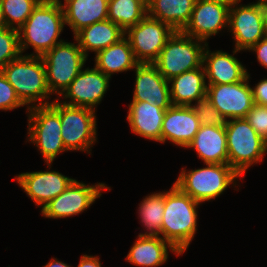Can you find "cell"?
Returning a JSON list of instances; mask_svg holds the SVG:
<instances>
[{"label":"cell","mask_w":267,"mask_h":267,"mask_svg":"<svg viewBox=\"0 0 267 267\" xmlns=\"http://www.w3.org/2000/svg\"><path fill=\"white\" fill-rule=\"evenodd\" d=\"M64 25L61 2L42 0L18 29L21 53L32 46L36 54L30 56H43L55 45L63 42L58 38Z\"/></svg>","instance_id":"obj_1"},{"label":"cell","mask_w":267,"mask_h":267,"mask_svg":"<svg viewBox=\"0 0 267 267\" xmlns=\"http://www.w3.org/2000/svg\"><path fill=\"white\" fill-rule=\"evenodd\" d=\"M200 203L183 193L175 184L164 192L162 238L183 254L197 230V208Z\"/></svg>","instance_id":"obj_2"},{"label":"cell","mask_w":267,"mask_h":267,"mask_svg":"<svg viewBox=\"0 0 267 267\" xmlns=\"http://www.w3.org/2000/svg\"><path fill=\"white\" fill-rule=\"evenodd\" d=\"M8 82L13 86L17 97L24 105H49L46 101L51 95L46 80V70L42 57L21 55L9 62L3 69ZM42 100H45L43 102Z\"/></svg>","instance_id":"obj_3"},{"label":"cell","mask_w":267,"mask_h":267,"mask_svg":"<svg viewBox=\"0 0 267 267\" xmlns=\"http://www.w3.org/2000/svg\"><path fill=\"white\" fill-rule=\"evenodd\" d=\"M59 99L49 105H36L28 108L29 141L40 150L48 168L61 152L67 151L61 137Z\"/></svg>","instance_id":"obj_4"},{"label":"cell","mask_w":267,"mask_h":267,"mask_svg":"<svg viewBox=\"0 0 267 267\" xmlns=\"http://www.w3.org/2000/svg\"><path fill=\"white\" fill-rule=\"evenodd\" d=\"M228 164L242 177L252 165L262 162L267 142L250 126L245 118L226 120Z\"/></svg>","instance_id":"obj_5"},{"label":"cell","mask_w":267,"mask_h":267,"mask_svg":"<svg viewBox=\"0 0 267 267\" xmlns=\"http://www.w3.org/2000/svg\"><path fill=\"white\" fill-rule=\"evenodd\" d=\"M186 172L182 168L175 185L198 203L219 197L240 176L229 164H206ZM235 183V184H234Z\"/></svg>","instance_id":"obj_6"},{"label":"cell","mask_w":267,"mask_h":267,"mask_svg":"<svg viewBox=\"0 0 267 267\" xmlns=\"http://www.w3.org/2000/svg\"><path fill=\"white\" fill-rule=\"evenodd\" d=\"M201 42L205 43L204 46ZM206 44L208 43L185 35L182 31H175L153 64L166 80H170L184 72L202 67Z\"/></svg>","instance_id":"obj_7"},{"label":"cell","mask_w":267,"mask_h":267,"mask_svg":"<svg viewBox=\"0 0 267 267\" xmlns=\"http://www.w3.org/2000/svg\"><path fill=\"white\" fill-rule=\"evenodd\" d=\"M42 57L46 70L47 86L52 94L61 96L80 73L87 57L76 44L65 42L55 45Z\"/></svg>","instance_id":"obj_8"},{"label":"cell","mask_w":267,"mask_h":267,"mask_svg":"<svg viewBox=\"0 0 267 267\" xmlns=\"http://www.w3.org/2000/svg\"><path fill=\"white\" fill-rule=\"evenodd\" d=\"M59 102L61 137L66 150L91 151L96 142L95 109L70 106Z\"/></svg>","instance_id":"obj_9"},{"label":"cell","mask_w":267,"mask_h":267,"mask_svg":"<svg viewBox=\"0 0 267 267\" xmlns=\"http://www.w3.org/2000/svg\"><path fill=\"white\" fill-rule=\"evenodd\" d=\"M175 30L168 24L146 15L125 31L138 63L153 64Z\"/></svg>","instance_id":"obj_10"},{"label":"cell","mask_w":267,"mask_h":267,"mask_svg":"<svg viewBox=\"0 0 267 267\" xmlns=\"http://www.w3.org/2000/svg\"><path fill=\"white\" fill-rule=\"evenodd\" d=\"M230 6L228 28L235 40L233 55L241 50H249L264 38L265 3Z\"/></svg>","instance_id":"obj_11"},{"label":"cell","mask_w":267,"mask_h":267,"mask_svg":"<svg viewBox=\"0 0 267 267\" xmlns=\"http://www.w3.org/2000/svg\"><path fill=\"white\" fill-rule=\"evenodd\" d=\"M102 190H111L104 183L86 185L74 180L60 195L42 207L46 218H66L78 215L89 208L102 194Z\"/></svg>","instance_id":"obj_12"},{"label":"cell","mask_w":267,"mask_h":267,"mask_svg":"<svg viewBox=\"0 0 267 267\" xmlns=\"http://www.w3.org/2000/svg\"><path fill=\"white\" fill-rule=\"evenodd\" d=\"M250 74L240 82L231 84H207L206 97L225 119L245 118L254 105Z\"/></svg>","instance_id":"obj_13"},{"label":"cell","mask_w":267,"mask_h":267,"mask_svg":"<svg viewBox=\"0 0 267 267\" xmlns=\"http://www.w3.org/2000/svg\"><path fill=\"white\" fill-rule=\"evenodd\" d=\"M230 5L217 1L196 0L185 35L207 41L228 26Z\"/></svg>","instance_id":"obj_14"},{"label":"cell","mask_w":267,"mask_h":267,"mask_svg":"<svg viewBox=\"0 0 267 267\" xmlns=\"http://www.w3.org/2000/svg\"><path fill=\"white\" fill-rule=\"evenodd\" d=\"M109 80V76L96 68L82 69L62 94L63 98H70V101L62 103L95 109L107 92Z\"/></svg>","instance_id":"obj_15"},{"label":"cell","mask_w":267,"mask_h":267,"mask_svg":"<svg viewBox=\"0 0 267 267\" xmlns=\"http://www.w3.org/2000/svg\"><path fill=\"white\" fill-rule=\"evenodd\" d=\"M14 179L36 205L42 207L75 180L56 171L26 172L18 174Z\"/></svg>","instance_id":"obj_16"},{"label":"cell","mask_w":267,"mask_h":267,"mask_svg":"<svg viewBox=\"0 0 267 267\" xmlns=\"http://www.w3.org/2000/svg\"><path fill=\"white\" fill-rule=\"evenodd\" d=\"M134 69L135 89L132 101H147L164 110L172 106L169 82L151 63H139Z\"/></svg>","instance_id":"obj_17"},{"label":"cell","mask_w":267,"mask_h":267,"mask_svg":"<svg viewBox=\"0 0 267 267\" xmlns=\"http://www.w3.org/2000/svg\"><path fill=\"white\" fill-rule=\"evenodd\" d=\"M200 127V121L191 106L172 105L165 111L161 143L169 140L177 146L186 148Z\"/></svg>","instance_id":"obj_18"},{"label":"cell","mask_w":267,"mask_h":267,"mask_svg":"<svg viewBox=\"0 0 267 267\" xmlns=\"http://www.w3.org/2000/svg\"><path fill=\"white\" fill-rule=\"evenodd\" d=\"M207 46L208 44L203 53V66L208 84L237 83L247 76V69L237 58L221 50L211 52Z\"/></svg>","instance_id":"obj_19"},{"label":"cell","mask_w":267,"mask_h":267,"mask_svg":"<svg viewBox=\"0 0 267 267\" xmlns=\"http://www.w3.org/2000/svg\"><path fill=\"white\" fill-rule=\"evenodd\" d=\"M187 148H193L205 164H228L225 126L201 125Z\"/></svg>","instance_id":"obj_20"},{"label":"cell","mask_w":267,"mask_h":267,"mask_svg":"<svg viewBox=\"0 0 267 267\" xmlns=\"http://www.w3.org/2000/svg\"><path fill=\"white\" fill-rule=\"evenodd\" d=\"M129 106L127 120L133 133L161 143L162 122L165 111L156 104L147 101H132Z\"/></svg>","instance_id":"obj_21"},{"label":"cell","mask_w":267,"mask_h":267,"mask_svg":"<svg viewBox=\"0 0 267 267\" xmlns=\"http://www.w3.org/2000/svg\"><path fill=\"white\" fill-rule=\"evenodd\" d=\"M171 102L175 106H192L193 101L206 98L207 83L204 66L184 72L168 80Z\"/></svg>","instance_id":"obj_22"},{"label":"cell","mask_w":267,"mask_h":267,"mask_svg":"<svg viewBox=\"0 0 267 267\" xmlns=\"http://www.w3.org/2000/svg\"><path fill=\"white\" fill-rule=\"evenodd\" d=\"M62 4L65 24L75 35L79 30L91 24L108 19L109 0H64Z\"/></svg>","instance_id":"obj_23"},{"label":"cell","mask_w":267,"mask_h":267,"mask_svg":"<svg viewBox=\"0 0 267 267\" xmlns=\"http://www.w3.org/2000/svg\"><path fill=\"white\" fill-rule=\"evenodd\" d=\"M177 256L181 253L161 236H140L131 247L126 260L137 266L156 267L165 263L168 259V249Z\"/></svg>","instance_id":"obj_24"},{"label":"cell","mask_w":267,"mask_h":267,"mask_svg":"<svg viewBox=\"0 0 267 267\" xmlns=\"http://www.w3.org/2000/svg\"><path fill=\"white\" fill-rule=\"evenodd\" d=\"M124 36L125 32L116 23L107 19L82 28L74 35V38L84 55L88 57L90 50L96 54L117 43Z\"/></svg>","instance_id":"obj_25"},{"label":"cell","mask_w":267,"mask_h":267,"mask_svg":"<svg viewBox=\"0 0 267 267\" xmlns=\"http://www.w3.org/2000/svg\"><path fill=\"white\" fill-rule=\"evenodd\" d=\"M196 0H147V15L182 31L191 18Z\"/></svg>","instance_id":"obj_26"},{"label":"cell","mask_w":267,"mask_h":267,"mask_svg":"<svg viewBox=\"0 0 267 267\" xmlns=\"http://www.w3.org/2000/svg\"><path fill=\"white\" fill-rule=\"evenodd\" d=\"M138 64L131 45L124 36L117 43L96 53L94 67L111 78L112 74L133 70Z\"/></svg>","instance_id":"obj_27"},{"label":"cell","mask_w":267,"mask_h":267,"mask_svg":"<svg viewBox=\"0 0 267 267\" xmlns=\"http://www.w3.org/2000/svg\"><path fill=\"white\" fill-rule=\"evenodd\" d=\"M147 15V0H109L108 20L124 32Z\"/></svg>","instance_id":"obj_28"},{"label":"cell","mask_w":267,"mask_h":267,"mask_svg":"<svg viewBox=\"0 0 267 267\" xmlns=\"http://www.w3.org/2000/svg\"><path fill=\"white\" fill-rule=\"evenodd\" d=\"M139 216L145 228L140 236H161V225L164 216V192L146 196L139 205Z\"/></svg>","instance_id":"obj_29"},{"label":"cell","mask_w":267,"mask_h":267,"mask_svg":"<svg viewBox=\"0 0 267 267\" xmlns=\"http://www.w3.org/2000/svg\"><path fill=\"white\" fill-rule=\"evenodd\" d=\"M6 27L19 29L42 0H1ZM15 24V26H14ZM17 25V26H16Z\"/></svg>","instance_id":"obj_30"},{"label":"cell","mask_w":267,"mask_h":267,"mask_svg":"<svg viewBox=\"0 0 267 267\" xmlns=\"http://www.w3.org/2000/svg\"><path fill=\"white\" fill-rule=\"evenodd\" d=\"M21 55L18 29L11 27L0 29V71Z\"/></svg>","instance_id":"obj_31"},{"label":"cell","mask_w":267,"mask_h":267,"mask_svg":"<svg viewBox=\"0 0 267 267\" xmlns=\"http://www.w3.org/2000/svg\"><path fill=\"white\" fill-rule=\"evenodd\" d=\"M197 115L201 125L207 126H225V119L221 116L219 110L214 107L206 98L196 101L191 106Z\"/></svg>","instance_id":"obj_32"},{"label":"cell","mask_w":267,"mask_h":267,"mask_svg":"<svg viewBox=\"0 0 267 267\" xmlns=\"http://www.w3.org/2000/svg\"><path fill=\"white\" fill-rule=\"evenodd\" d=\"M245 119L256 133L267 142V106L254 104Z\"/></svg>","instance_id":"obj_33"},{"label":"cell","mask_w":267,"mask_h":267,"mask_svg":"<svg viewBox=\"0 0 267 267\" xmlns=\"http://www.w3.org/2000/svg\"><path fill=\"white\" fill-rule=\"evenodd\" d=\"M21 106L25 105L17 97L13 86L0 71V110L7 111Z\"/></svg>","instance_id":"obj_34"},{"label":"cell","mask_w":267,"mask_h":267,"mask_svg":"<svg viewBox=\"0 0 267 267\" xmlns=\"http://www.w3.org/2000/svg\"><path fill=\"white\" fill-rule=\"evenodd\" d=\"M254 104L267 106V79H263L252 88Z\"/></svg>","instance_id":"obj_35"},{"label":"cell","mask_w":267,"mask_h":267,"mask_svg":"<svg viewBox=\"0 0 267 267\" xmlns=\"http://www.w3.org/2000/svg\"><path fill=\"white\" fill-rule=\"evenodd\" d=\"M250 50L255 51L258 62L267 69V39L264 37L262 40L252 46L249 51Z\"/></svg>","instance_id":"obj_36"},{"label":"cell","mask_w":267,"mask_h":267,"mask_svg":"<svg viewBox=\"0 0 267 267\" xmlns=\"http://www.w3.org/2000/svg\"><path fill=\"white\" fill-rule=\"evenodd\" d=\"M78 267H101L97 256L82 255Z\"/></svg>","instance_id":"obj_37"},{"label":"cell","mask_w":267,"mask_h":267,"mask_svg":"<svg viewBox=\"0 0 267 267\" xmlns=\"http://www.w3.org/2000/svg\"><path fill=\"white\" fill-rule=\"evenodd\" d=\"M44 267H71V266L53 258Z\"/></svg>","instance_id":"obj_38"},{"label":"cell","mask_w":267,"mask_h":267,"mask_svg":"<svg viewBox=\"0 0 267 267\" xmlns=\"http://www.w3.org/2000/svg\"><path fill=\"white\" fill-rule=\"evenodd\" d=\"M5 26V21L2 14V1L0 0V29H3Z\"/></svg>","instance_id":"obj_39"},{"label":"cell","mask_w":267,"mask_h":267,"mask_svg":"<svg viewBox=\"0 0 267 267\" xmlns=\"http://www.w3.org/2000/svg\"><path fill=\"white\" fill-rule=\"evenodd\" d=\"M206 1H217V2H222L224 4L232 5L235 2L241 1V0H206Z\"/></svg>","instance_id":"obj_40"},{"label":"cell","mask_w":267,"mask_h":267,"mask_svg":"<svg viewBox=\"0 0 267 267\" xmlns=\"http://www.w3.org/2000/svg\"><path fill=\"white\" fill-rule=\"evenodd\" d=\"M264 37L267 39V4L265 10V19H264Z\"/></svg>","instance_id":"obj_41"},{"label":"cell","mask_w":267,"mask_h":267,"mask_svg":"<svg viewBox=\"0 0 267 267\" xmlns=\"http://www.w3.org/2000/svg\"><path fill=\"white\" fill-rule=\"evenodd\" d=\"M257 2L267 4V0H258Z\"/></svg>","instance_id":"obj_42"}]
</instances>
